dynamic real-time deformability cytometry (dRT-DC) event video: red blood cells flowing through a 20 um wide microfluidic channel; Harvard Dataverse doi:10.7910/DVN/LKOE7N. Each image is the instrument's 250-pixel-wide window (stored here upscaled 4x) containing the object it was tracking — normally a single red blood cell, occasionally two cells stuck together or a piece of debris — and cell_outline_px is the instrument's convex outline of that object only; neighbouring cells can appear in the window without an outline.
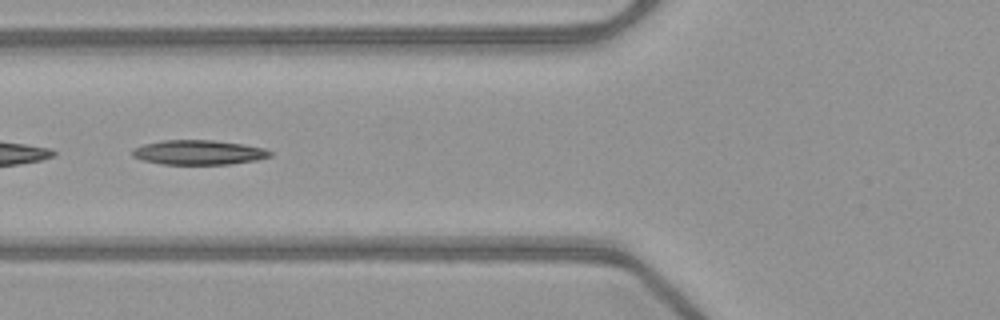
{"species": "common noctule bat (a hibernating species)", "species_latin": "Nyctalus noctula", "temperature_condition": "warm", "stored_images_in_passage": 41, "camera_frame_rate_fps": 3000, "um_per_image_px": 0.085, "animal": {"sex": "female", "body_mass_g": 21.9}, "frame": {"image": 1, "passage_image": 11, "time_ms": 3.333, "image_size_px": [1000, 320], "cell_outline_px": [[272, 156], [256, 160], [232, 164], [160, 164], [144, 160], [132, 156], [132, 148], [144, 144], [160, 140], [212, 140], [244, 144], [264, 148], [272, 152]], "centroid_in_image_um": [16.88, 12.95], "position_along_channel_um": 108.9, "area_um2": 19.83}}
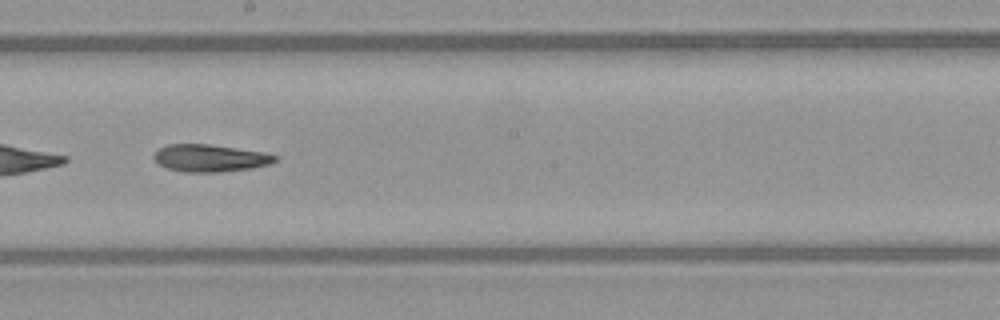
{"frame": {"image": 2, "passage_image": 20, "time_ms": 6.333, "image_size_px": [1000, 320], "cell_outline_px": [[276, 160], [268, 164], [252, 168], [220, 172], [184, 172], [168, 168], [156, 164], [152, 156], [160, 148], [168, 144], [208, 144], [264, 152], [276, 156]], "centroid_in_image_um": [17.8, 13.44], "position_along_channel_um": 230.4, "area_um2": 19.19}}
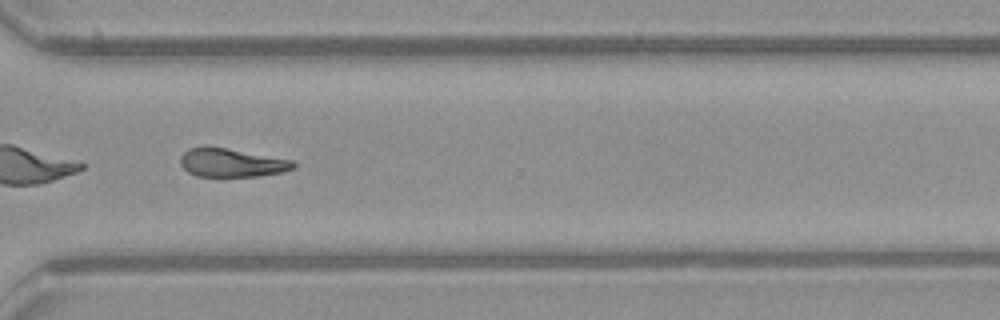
{"frame": {"image": 3, "passage_image": 29, "time_ms": 9.333, "image_size_px": [1000, 320], "cell_outline_px": [[296, 168], [284, 172], [260, 176], [196, 176], [188, 172], [180, 164], [180, 156], [188, 148], [204, 144], [208, 144], [296, 160]], "centroid_in_image_um": [19.71, 13.79], "position_along_channel_um": 350.9, "area_um2": 19.59}}